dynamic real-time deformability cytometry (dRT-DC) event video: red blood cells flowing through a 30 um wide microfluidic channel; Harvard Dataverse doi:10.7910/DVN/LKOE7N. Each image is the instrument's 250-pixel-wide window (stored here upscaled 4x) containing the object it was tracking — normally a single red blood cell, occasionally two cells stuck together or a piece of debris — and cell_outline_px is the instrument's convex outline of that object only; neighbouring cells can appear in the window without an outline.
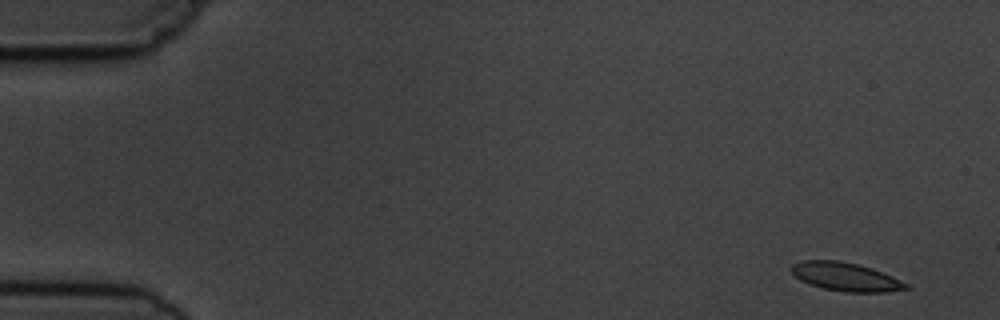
{"species": "common noctule bat (a hibernating species)", "species_latin": "Nyctalus noctula", "temperature_condition": "cold", "stored_images_in_passage": 6, "camera_frame_rate_fps": 3000, "um_per_image_px": 0.085, "animal": {"sex": "male", "body_mass_g": 19.5, "forearm_length_mm": 54.6}, "frame": {"image": 1, "passage_image": 1, "time_ms": 0.0, "image_size_px": [1000, 320], "cell_outline_px": [[912, 288], [884, 292], [844, 292], [824, 288], [808, 284], [800, 280], [792, 272], [792, 264], [804, 260], [840, 260], [872, 268], [912, 284]], "centroid_in_image_um": [71.94, 23.53], "position_along_channel_um": 13.1, "area_um2": 19.13}}
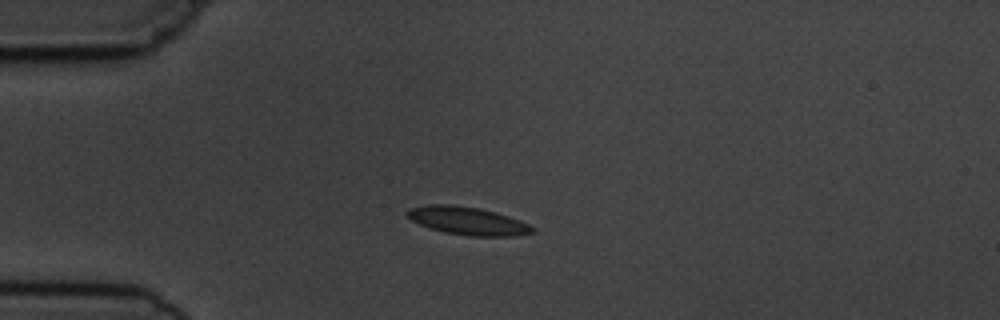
{"frame": {"image": 2, "passage_image": 4, "time_ms": 3.667, "image_size_px": [1000, 320], "cell_outline_px": [[536, 232], [516, 236], [468, 236], [444, 232], [428, 228], [404, 216], [404, 212], [408, 208], [428, 204], [452, 204], [476, 208], [496, 212], [520, 220], [536, 228]], "centroid_in_image_um": [39.72, 18.77], "position_along_channel_um": 45.3, "area_um2": 20.69}}
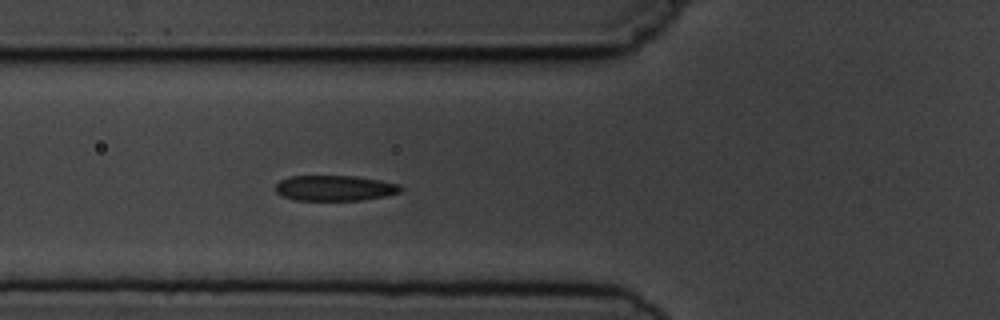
{"frame": {"image": 3, "passage_image": 6, "time_ms": 5.667, "image_size_px": [1000, 320], "cell_outline_px": [[404, 188], [400, 192], [384, 196], [360, 200], [296, 200], [284, 196], [276, 192], [276, 184], [280, 180], [288, 176], [356, 176], [380, 180], [400, 184]], "centroid_in_image_um": [28.47, 15.98], "position_along_channel_um": 97.3, "area_um2": 18.55}}